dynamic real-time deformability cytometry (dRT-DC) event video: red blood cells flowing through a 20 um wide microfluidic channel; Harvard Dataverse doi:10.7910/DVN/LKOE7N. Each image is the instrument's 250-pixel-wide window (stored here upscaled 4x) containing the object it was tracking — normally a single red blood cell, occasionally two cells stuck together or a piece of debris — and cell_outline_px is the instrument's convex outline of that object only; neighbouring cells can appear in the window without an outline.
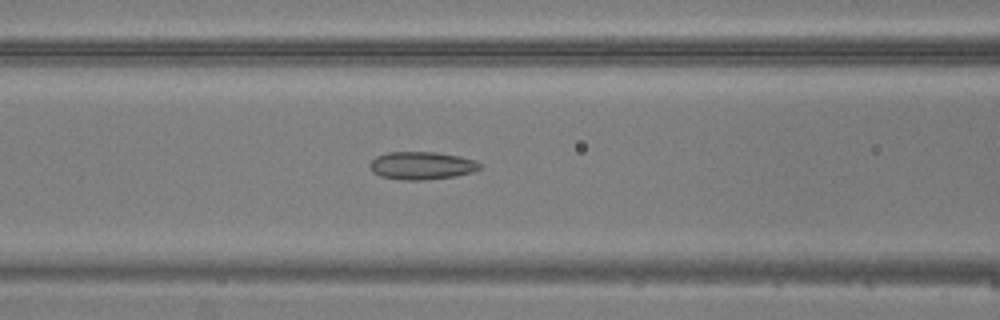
{"species": "common noctule bat (a hibernating species)", "species_latin": "Nyctalus noctula", "temperature_condition": "warm", "stored_images_in_passage": 39, "camera_frame_rate_fps": 3000, "um_per_image_px": 0.085, "animal": {"sex": "male", "body_mass_g": 20.5, "forearm_length_mm": 52.5}, "frame": {"image": 1, "passage_image": 20, "time_ms": 6.333, "image_size_px": [1000, 320], "cell_outline_px": [[480, 168], [472, 172], [456, 176], [420, 180], [400, 180], [380, 176], [372, 172], [368, 164], [376, 156], [388, 152], [436, 152], [460, 156], [476, 160], [480, 164]], "centroid_in_image_um": [35.82, 14.07], "position_along_channel_um": 130.8, "area_um2": 17.92}}
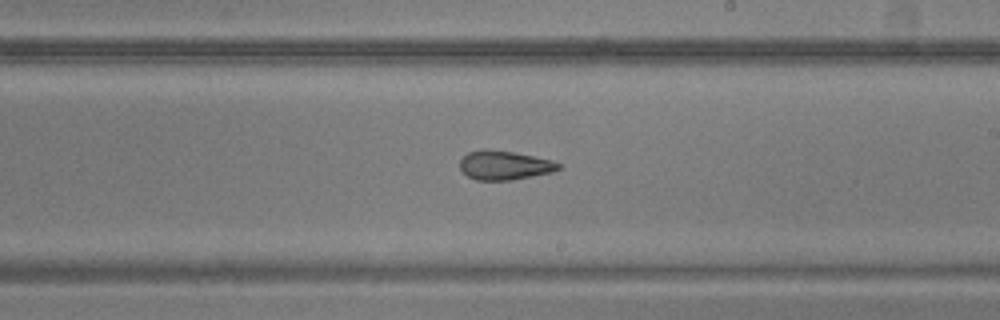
{"frame": {"image": 2, "passage_image": 28, "time_ms": 9.0, "image_size_px": [1000, 320], "cell_outline_px": [[560, 168], [552, 172], [512, 180], [476, 180], [468, 176], [460, 168], [460, 160], [468, 152], [484, 148], [512, 152], [552, 160], [560, 164]], "centroid_in_image_um": [42.85, 14.04], "position_along_channel_um": 246.1, "area_um2": 16.59}}
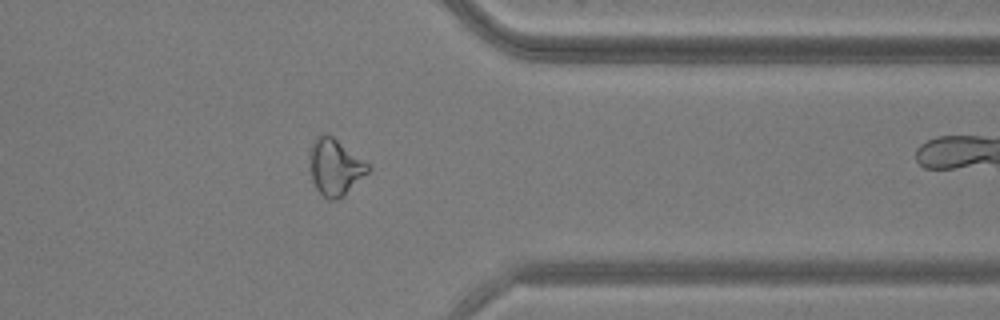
{"frame": {"image": 3, "passage_image": 38, "time_ms": 12.333, "image_size_px": [1000, 320], "cell_outline_px": [[372, 168], [344, 196], [336, 200], [328, 200], [316, 188], [312, 180], [308, 156], [312, 144], [316, 136], [324, 132], [332, 136], [368, 164]], "centroid_in_image_um": [28.45, 14.2], "position_along_channel_um": 382.9, "area_um2": 19.13}}